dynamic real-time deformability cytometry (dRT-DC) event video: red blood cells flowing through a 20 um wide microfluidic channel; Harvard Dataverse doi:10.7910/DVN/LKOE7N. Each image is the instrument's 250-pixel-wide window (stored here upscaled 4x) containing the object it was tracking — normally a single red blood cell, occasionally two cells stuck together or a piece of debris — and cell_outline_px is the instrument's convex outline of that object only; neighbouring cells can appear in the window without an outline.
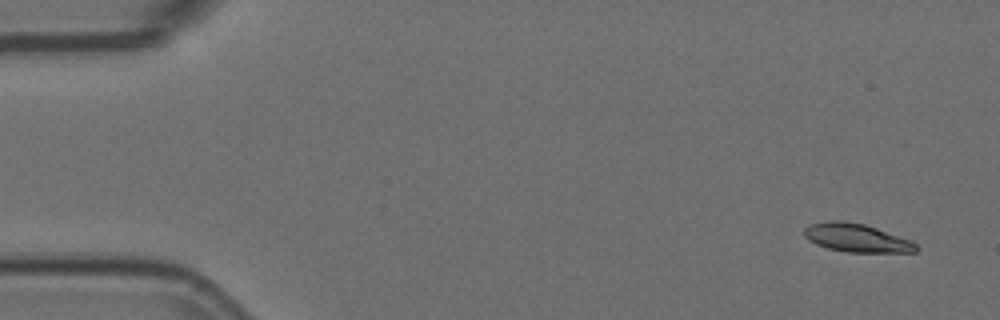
{"species": "Egyptian fruit bat (a non-hibernating species)", "species_latin": "Rousettus aegyptiacus", "temperature_condition": "room temperature", "stored_images_in_passage": 6, "camera_frame_rate_fps": 3000, "um_per_image_px": 0.085, "animal": {"sex": "female"}, "frame": {"image": 1, "passage_image": 1, "time_ms": 0.0, "image_size_px": [1000, 320], "cell_outline_px": [[920, 248], [916, 252], [848, 252], [828, 248], [816, 244], [808, 240], [804, 236], [804, 228], [808, 224], [828, 220], [840, 220], [864, 224], [912, 240]], "centroid_in_image_um": [72.8, 20.21], "position_along_channel_um": 12.2, "area_um2": 18.61}}
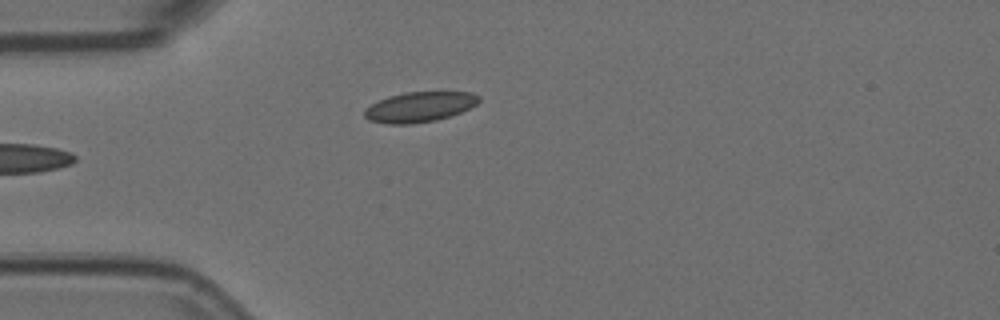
{"frame": {"image": 2, "passage_image": 6, "time_ms": 1.667, "image_size_px": [1000, 320], "cell_outline_px": [[480, 100], [476, 104], [460, 112], [436, 120], [412, 124], [388, 124], [368, 120], [364, 116], [364, 108], [388, 96], [404, 92], [472, 92], [480, 96]], "centroid_in_image_um": [35.64, 9.09], "position_along_channel_um": 49.4, "area_um2": 20.06}}